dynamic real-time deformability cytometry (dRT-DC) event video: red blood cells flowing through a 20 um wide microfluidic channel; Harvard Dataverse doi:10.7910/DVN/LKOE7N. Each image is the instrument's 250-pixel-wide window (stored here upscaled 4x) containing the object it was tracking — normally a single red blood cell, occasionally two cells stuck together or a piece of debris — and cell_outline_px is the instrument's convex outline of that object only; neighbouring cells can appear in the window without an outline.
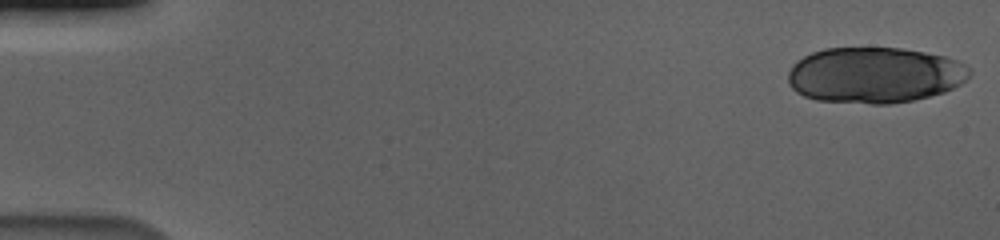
{"species": "human", "species_latin": "Homo sapiens", "temperature_condition": "cold", "stored_images_in_passage": 19, "camera_frame_rate_fps": 3000, "um_per_image_px": 0.085, "donor": {"sex": "male"}, "frame": {"image": 1, "passage_image": 1, "time_ms": 0.0, "image_size_px": [1000, 240], "cell_outline_px": [[972, 72], [960, 84], [944, 92], [912, 100], [888, 104], [872, 104], [816, 100], [804, 96], [796, 92], [788, 84], [788, 72], [792, 64], [796, 60], [812, 52], [824, 48], [904, 48], [944, 56], [956, 60], [972, 68]], "centroid_in_image_um": [74.32, 6.38], "position_along_channel_um": 10.7, "area_um2": 59.36}}